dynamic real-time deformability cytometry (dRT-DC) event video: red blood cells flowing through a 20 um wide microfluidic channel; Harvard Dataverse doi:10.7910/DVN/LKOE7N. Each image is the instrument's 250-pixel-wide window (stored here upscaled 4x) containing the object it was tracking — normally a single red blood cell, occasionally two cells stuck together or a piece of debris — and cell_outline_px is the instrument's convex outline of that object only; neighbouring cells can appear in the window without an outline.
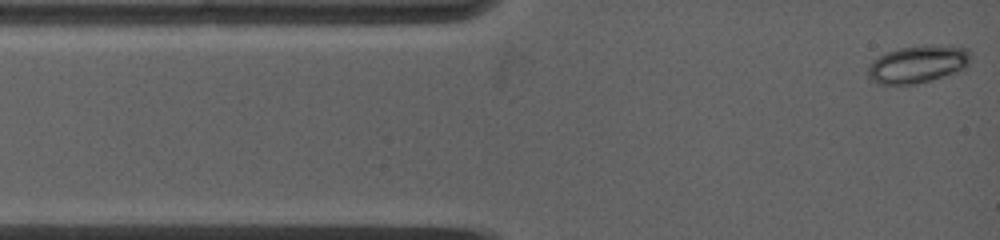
{"species": "common noctule bat (a hibernating species)", "species_latin": "Nyctalus noctula", "temperature_condition": "warm", "stored_images_in_passage": 5, "camera_frame_rate_fps": 5000, "um_per_image_px": 0.085, "animal": {"sex": "female", "body_mass_g": 19.0, "forearm_length_mm": 53.3}, "frame": {"image": 1, "passage_image": 1, "time_ms": 0.0, "image_size_px": [1000, 240], "cell_outline_px": [[972, 52], [968, 64], [964, 68], [956, 72], [944, 76], [916, 84], [880, 84], [872, 80], [868, 76], [868, 64], [880, 56], [888, 52], [900, 48], [924, 44], [948, 44], [968, 48]], "centroid_in_image_um": [78.07, 5.42], "position_along_channel_um": 6.9, "area_um2": 22.72}}
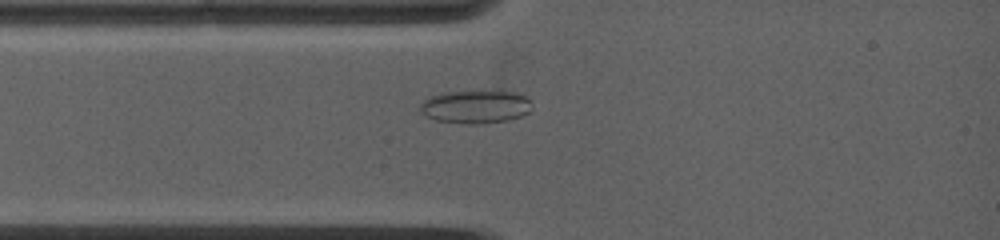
{"frame": {"image": 2, "passage_image": 5, "time_ms": 2.2, "image_size_px": [1000, 240], "cell_outline_px": [[532, 108], [528, 112], [520, 116], [508, 120], [480, 124], [468, 124], [436, 120], [420, 112], [420, 104], [424, 100], [432, 96], [444, 92], [484, 88], [516, 92], [524, 96], [528, 100]], "centroid_in_image_um": [40.43, 9.02], "position_along_channel_um": 44.6, "area_um2": 22.2}}